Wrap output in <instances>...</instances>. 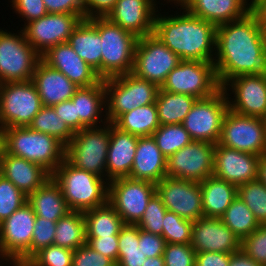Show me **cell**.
<instances>
[{"label": "cell", "instance_id": "obj_54", "mask_svg": "<svg viewBox=\"0 0 266 266\" xmlns=\"http://www.w3.org/2000/svg\"><path fill=\"white\" fill-rule=\"evenodd\" d=\"M117 0H83L85 19L107 17Z\"/></svg>", "mask_w": 266, "mask_h": 266}, {"label": "cell", "instance_id": "obj_36", "mask_svg": "<svg viewBox=\"0 0 266 266\" xmlns=\"http://www.w3.org/2000/svg\"><path fill=\"white\" fill-rule=\"evenodd\" d=\"M86 243L85 218L83 212L70 211L56 222L54 245L71 250Z\"/></svg>", "mask_w": 266, "mask_h": 266}, {"label": "cell", "instance_id": "obj_5", "mask_svg": "<svg viewBox=\"0 0 266 266\" xmlns=\"http://www.w3.org/2000/svg\"><path fill=\"white\" fill-rule=\"evenodd\" d=\"M97 31L101 36V79L132 72L138 38L107 17H97Z\"/></svg>", "mask_w": 266, "mask_h": 266}, {"label": "cell", "instance_id": "obj_21", "mask_svg": "<svg viewBox=\"0 0 266 266\" xmlns=\"http://www.w3.org/2000/svg\"><path fill=\"white\" fill-rule=\"evenodd\" d=\"M158 4L157 0H117L107 18L141 38L153 34Z\"/></svg>", "mask_w": 266, "mask_h": 266}, {"label": "cell", "instance_id": "obj_32", "mask_svg": "<svg viewBox=\"0 0 266 266\" xmlns=\"http://www.w3.org/2000/svg\"><path fill=\"white\" fill-rule=\"evenodd\" d=\"M204 217L220 218L237 197L238 187L214 175L199 182Z\"/></svg>", "mask_w": 266, "mask_h": 266}, {"label": "cell", "instance_id": "obj_1", "mask_svg": "<svg viewBox=\"0 0 266 266\" xmlns=\"http://www.w3.org/2000/svg\"><path fill=\"white\" fill-rule=\"evenodd\" d=\"M213 63L221 87L236 76L266 74L265 37L251 12L216 27Z\"/></svg>", "mask_w": 266, "mask_h": 266}, {"label": "cell", "instance_id": "obj_20", "mask_svg": "<svg viewBox=\"0 0 266 266\" xmlns=\"http://www.w3.org/2000/svg\"><path fill=\"white\" fill-rule=\"evenodd\" d=\"M191 245L196 253L233 254L240 250L241 241L221 218L201 217L193 222Z\"/></svg>", "mask_w": 266, "mask_h": 266}, {"label": "cell", "instance_id": "obj_10", "mask_svg": "<svg viewBox=\"0 0 266 266\" xmlns=\"http://www.w3.org/2000/svg\"><path fill=\"white\" fill-rule=\"evenodd\" d=\"M160 89L204 99L219 91L221 86L213 62L181 60L167 75Z\"/></svg>", "mask_w": 266, "mask_h": 266}, {"label": "cell", "instance_id": "obj_53", "mask_svg": "<svg viewBox=\"0 0 266 266\" xmlns=\"http://www.w3.org/2000/svg\"><path fill=\"white\" fill-rule=\"evenodd\" d=\"M53 108L58 117L62 118L74 133L87 128L76 116L75 104L71 99L58 103Z\"/></svg>", "mask_w": 266, "mask_h": 266}, {"label": "cell", "instance_id": "obj_37", "mask_svg": "<svg viewBox=\"0 0 266 266\" xmlns=\"http://www.w3.org/2000/svg\"><path fill=\"white\" fill-rule=\"evenodd\" d=\"M220 218L240 241L260 226L254 213L238 195Z\"/></svg>", "mask_w": 266, "mask_h": 266}, {"label": "cell", "instance_id": "obj_22", "mask_svg": "<svg viewBox=\"0 0 266 266\" xmlns=\"http://www.w3.org/2000/svg\"><path fill=\"white\" fill-rule=\"evenodd\" d=\"M259 158L255 154L216 144L213 175L238 187L256 179Z\"/></svg>", "mask_w": 266, "mask_h": 266}, {"label": "cell", "instance_id": "obj_34", "mask_svg": "<svg viewBox=\"0 0 266 266\" xmlns=\"http://www.w3.org/2000/svg\"><path fill=\"white\" fill-rule=\"evenodd\" d=\"M196 100L194 96L171 93L159 88L155 104L160 125L181 124Z\"/></svg>", "mask_w": 266, "mask_h": 266}, {"label": "cell", "instance_id": "obj_23", "mask_svg": "<svg viewBox=\"0 0 266 266\" xmlns=\"http://www.w3.org/2000/svg\"><path fill=\"white\" fill-rule=\"evenodd\" d=\"M41 60L63 73L78 87H88L102 80L97 72L76 54L68 42L49 48L41 55Z\"/></svg>", "mask_w": 266, "mask_h": 266}, {"label": "cell", "instance_id": "obj_26", "mask_svg": "<svg viewBox=\"0 0 266 266\" xmlns=\"http://www.w3.org/2000/svg\"><path fill=\"white\" fill-rule=\"evenodd\" d=\"M250 6L251 0H189L184 8L217 27L243 18L250 12Z\"/></svg>", "mask_w": 266, "mask_h": 266}, {"label": "cell", "instance_id": "obj_16", "mask_svg": "<svg viewBox=\"0 0 266 266\" xmlns=\"http://www.w3.org/2000/svg\"><path fill=\"white\" fill-rule=\"evenodd\" d=\"M221 88L227 96L229 109L241 115L266 119V74L236 76Z\"/></svg>", "mask_w": 266, "mask_h": 266}, {"label": "cell", "instance_id": "obj_60", "mask_svg": "<svg viewBox=\"0 0 266 266\" xmlns=\"http://www.w3.org/2000/svg\"><path fill=\"white\" fill-rule=\"evenodd\" d=\"M256 179L266 186V154L261 155L259 158Z\"/></svg>", "mask_w": 266, "mask_h": 266}, {"label": "cell", "instance_id": "obj_57", "mask_svg": "<svg viewBox=\"0 0 266 266\" xmlns=\"http://www.w3.org/2000/svg\"><path fill=\"white\" fill-rule=\"evenodd\" d=\"M146 259L141 248L119 249L116 266H143Z\"/></svg>", "mask_w": 266, "mask_h": 266}, {"label": "cell", "instance_id": "obj_6", "mask_svg": "<svg viewBox=\"0 0 266 266\" xmlns=\"http://www.w3.org/2000/svg\"><path fill=\"white\" fill-rule=\"evenodd\" d=\"M106 117L114 123L122 114L156 102L159 87L130 72L104 79Z\"/></svg>", "mask_w": 266, "mask_h": 266}, {"label": "cell", "instance_id": "obj_35", "mask_svg": "<svg viewBox=\"0 0 266 266\" xmlns=\"http://www.w3.org/2000/svg\"><path fill=\"white\" fill-rule=\"evenodd\" d=\"M120 130L138 137L152 136L160 126L155 103L122 114L114 123Z\"/></svg>", "mask_w": 266, "mask_h": 266}, {"label": "cell", "instance_id": "obj_56", "mask_svg": "<svg viewBox=\"0 0 266 266\" xmlns=\"http://www.w3.org/2000/svg\"><path fill=\"white\" fill-rule=\"evenodd\" d=\"M230 254L222 252L196 253L195 266H228Z\"/></svg>", "mask_w": 266, "mask_h": 266}, {"label": "cell", "instance_id": "obj_66", "mask_svg": "<svg viewBox=\"0 0 266 266\" xmlns=\"http://www.w3.org/2000/svg\"><path fill=\"white\" fill-rule=\"evenodd\" d=\"M4 263H2V261L0 260V266H6V265H3Z\"/></svg>", "mask_w": 266, "mask_h": 266}, {"label": "cell", "instance_id": "obj_45", "mask_svg": "<svg viewBox=\"0 0 266 266\" xmlns=\"http://www.w3.org/2000/svg\"><path fill=\"white\" fill-rule=\"evenodd\" d=\"M240 250L261 266H266V224L241 240Z\"/></svg>", "mask_w": 266, "mask_h": 266}, {"label": "cell", "instance_id": "obj_62", "mask_svg": "<svg viewBox=\"0 0 266 266\" xmlns=\"http://www.w3.org/2000/svg\"><path fill=\"white\" fill-rule=\"evenodd\" d=\"M143 266H165L163 256L147 258Z\"/></svg>", "mask_w": 266, "mask_h": 266}, {"label": "cell", "instance_id": "obj_13", "mask_svg": "<svg viewBox=\"0 0 266 266\" xmlns=\"http://www.w3.org/2000/svg\"><path fill=\"white\" fill-rule=\"evenodd\" d=\"M217 145L261 156L266 154V121L260 117L226 112Z\"/></svg>", "mask_w": 266, "mask_h": 266}, {"label": "cell", "instance_id": "obj_43", "mask_svg": "<svg viewBox=\"0 0 266 266\" xmlns=\"http://www.w3.org/2000/svg\"><path fill=\"white\" fill-rule=\"evenodd\" d=\"M74 251L50 245L37 252L24 266H72Z\"/></svg>", "mask_w": 266, "mask_h": 266}, {"label": "cell", "instance_id": "obj_17", "mask_svg": "<svg viewBox=\"0 0 266 266\" xmlns=\"http://www.w3.org/2000/svg\"><path fill=\"white\" fill-rule=\"evenodd\" d=\"M83 20L70 13H47L20 27L26 41L40 54L58 44L67 43L75 27Z\"/></svg>", "mask_w": 266, "mask_h": 266}, {"label": "cell", "instance_id": "obj_61", "mask_svg": "<svg viewBox=\"0 0 266 266\" xmlns=\"http://www.w3.org/2000/svg\"><path fill=\"white\" fill-rule=\"evenodd\" d=\"M6 152V129L0 125V159L3 158Z\"/></svg>", "mask_w": 266, "mask_h": 266}, {"label": "cell", "instance_id": "obj_49", "mask_svg": "<svg viewBox=\"0 0 266 266\" xmlns=\"http://www.w3.org/2000/svg\"><path fill=\"white\" fill-rule=\"evenodd\" d=\"M72 266H116V263L85 243L74 250Z\"/></svg>", "mask_w": 266, "mask_h": 266}, {"label": "cell", "instance_id": "obj_40", "mask_svg": "<svg viewBox=\"0 0 266 266\" xmlns=\"http://www.w3.org/2000/svg\"><path fill=\"white\" fill-rule=\"evenodd\" d=\"M259 224H266V186L255 179L238 186V194Z\"/></svg>", "mask_w": 266, "mask_h": 266}, {"label": "cell", "instance_id": "obj_39", "mask_svg": "<svg viewBox=\"0 0 266 266\" xmlns=\"http://www.w3.org/2000/svg\"><path fill=\"white\" fill-rule=\"evenodd\" d=\"M152 137L166 158L193 141L182 124L160 125Z\"/></svg>", "mask_w": 266, "mask_h": 266}, {"label": "cell", "instance_id": "obj_14", "mask_svg": "<svg viewBox=\"0 0 266 266\" xmlns=\"http://www.w3.org/2000/svg\"><path fill=\"white\" fill-rule=\"evenodd\" d=\"M181 59L154 34L138 38L132 73L159 88Z\"/></svg>", "mask_w": 266, "mask_h": 266}, {"label": "cell", "instance_id": "obj_3", "mask_svg": "<svg viewBox=\"0 0 266 266\" xmlns=\"http://www.w3.org/2000/svg\"><path fill=\"white\" fill-rule=\"evenodd\" d=\"M68 208L85 212L108 202L109 181L71 165L66 159L51 174Z\"/></svg>", "mask_w": 266, "mask_h": 266}, {"label": "cell", "instance_id": "obj_18", "mask_svg": "<svg viewBox=\"0 0 266 266\" xmlns=\"http://www.w3.org/2000/svg\"><path fill=\"white\" fill-rule=\"evenodd\" d=\"M156 194L167 211L181 218L194 222L204 217L199 182L166 176L156 183Z\"/></svg>", "mask_w": 266, "mask_h": 266}, {"label": "cell", "instance_id": "obj_25", "mask_svg": "<svg viewBox=\"0 0 266 266\" xmlns=\"http://www.w3.org/2000/svg\"><path fill=\"white\" fill-rule=\"evenodd\" d=\"M31 81L38 91L42 105L48 107L70 100L79 88L63 73L49 67L42 60L37 63Z\"/></svg>", "mask_w": 266, "mask_h": 266}, {"label": "cell", "instance_id": "obj_38", "mask_svg": "<svg viewBox=\"0 0 266 266\" xmlns=\"http://www.w3.org/2000/svg\"><path fill=\"white\" fill-rule=\"evenodd\" d=\"M30 129L55 137L65 146L72 140L74 132L59 118L53 107L43 106L28 125Z\"/></svg>", "mask_w": 266, "mask_h": 266}, {"label": "cell", "instance_id": "obj_63", "mask_svg": "<svg viewBox=\"0 0 266 266\" xmlns=\"http://www.w3.org/2000/svg\"><path fill=\"white\" fill-rule=\"evenodd\" d=\"M161 1L163 2V0H158L159 5H161V7H162V5H163V7H164V5L166 6V3L167 4L170 3L171 8L174 5L175 6L173 8H175V7H184L189 0H164L165 4H163ZM172 4H174V5H172Z\"/></svg>", "mask_w": 266, "mask_h": 266}, {"label": "cell", "instance_id": "obj_8", "mask_svg": "<svg viewBox=\"0 0 266 266\" xmlns=\"http://www.w3.org/2000/svg\"><path fill=\"white\" fill-rule=\"evenodd\" d=\"M110 123L84 128L74 133L66 145L65 159L74 167L106 179Z\"/></svg>", "mask_w": 266, "mask_h": 266}, {"label": "cell", "instance_id": "obj_27", "mask_svg": "<svg viewBox=\"0 0 266 266\" xmlns=\"http://www.w3.org/2000/svg\"><path fill=\"white\" fill-rule=\"evenodd\" d=\"M166 172L167 158L157 147L155 139L152 136L139 137L129 177L156 184L166 177Z\"/></svg>", "mask_w": 266, "mask_h": 266}, {"label": "cell", "instance_id": "obj_4", "mask_svg": "<svg viewBox=\"0 0 266 266\" xmlns=\"http://www.w3.org/2000/svg\"><path fill=\"white\" fill-rule=\"evenodd\" d=\"M6 129V152L41 165L52 174L65 160L66 146L55 137L28 126Z\"/></svg>", "mask_w": 266, "mask_h": 266}, {"label": "cell", "instance_id": "obj_47", "mask_svg": "<svg viewBox=\"0 0 266 266\" xmlns=\"http://www.w3.org/2000/svg\"><path fill=\"white\" fill-rule=\"evenodd\" d=\"M163 258L165 266H195L196 251L191 244L167 243Z\"/></svg>", "mask_w": 266, "mask_h": 266}, {"label": "cell", "instance_id": "obj_11", "mask_svg": "<svg viewBox=\"0 0 266 266\" xmlns=\"http://www.w3.org/2000/svg\"><path fill=\"white\" fill-rule=\"evenodd\" d=\"M43 107L31 80L0 83V125L28 126Z\"/></svg>", "mask_w": 266, "mask_h": 266}, {"label": "cell", "instance_id": "obj_41", "mask_svg": "<svg viewBox=\"0 0 266 266\" xmlns=\"http://www.w3.org/2000/svg\"><path fill=\"white\" fill-rule=\"evenodd\" d=\"M162 237L166 243L191 244L193 221L181 218L177 214L166 211Z\"/></svg>", "mask_w": 266, "mask_h": 266}, {"label": "cell", "instance_id": "obj_64", "mask_svg": "<svg viewBox=\"0 0 266 266\" xmlns=\"http://www.w3.org/2000/svg\"><path fill=\"white\" fill-rule=\"evenodd\" d=\"M2 176V159H0V177Z\"/></svg>", "mask_w": 266, "mask_h": 266}, {"label": "cell", "instance_id": "obj_12", "mask_svg": "<svg viewBox=\"0 0 266 266\" xmlns=\"http://www.w3.org/2000/svg\"><path fill=\"white\" fill-rule=\"evenodd\" d=\"M228 109L227 96L221 88L210 97L197 99L181 124L193 141L217 144Z\"/></svg>", "mask_w": 266, "mask_h": 266}, {"label": "cell", "instance_id": "obj_44", "mask_svg": "<svg viewBox=\"0 0 266 266\" xmlns=\"http://www.w3.org/2000/svg\"><path fill=\"white\" fill-rule=\"evenodd\" d=\"M166 211L161 198L155 193L148 201L144 214L136 225L144 231L162 235Z\"/></svg>", "mask_w": 266, "mask_h": 266}, {"label": "cell", "instance_id": "obj_19", "mask_svg": "<svg viewBox=\"0 0 266 266\" xmlns=\"http://www.w3.org/2000/svg\"><path fill=\"white\" fill-rule=\"evenodd\" d=\"M216 144L192 141L167 158L166 176L196 182L213 176Z\"/></svg>", "mask_w": 266, "mask_h": 266}, {"label": "cell", "instance_id": "obj_42", "mask_svg": "<svg viewBox=\"0 0 266 266\" xmlns=\"http://www.w3.org/2000/svg\"><path fill=\"white\" fill-rule=\"evenodd\" d=\"M27 200L28 196L20 191L10 180L3 176L0 177V223L27 203Z\"/></svg>", "mask_w": 266, "mask_h": 266}, {"label": "cell", "instance_id": "obj_58", "mask_svg": "<svg viewBox=\"0 0 266 266\" xmlns=\"http://www.w3.org/2000/svg\"><path fill=\"white\" fill-rule=\"evenodd\" d=\"M250 12L256 17L263 33L266 32V0H251Z\"/></svg>", "mask_w": 266, "mask_h": 266}, {"label": "cell", "instance_id": "obj_55", "mask_svg": "<svg viewBox=\"0 0 266 266\" xmlns=\"http://www.w3.org/2000/svg\"><path fill=\"white\" fill-rule=\"evenodd\" d=\"M119 249L139 248V227L136 224H124L118 235Z\"/></svg>", "mask_w": 266, "mask_h": 266}, {"label": "cell", "instance_id": "obj_33", "mask_svg": "<svg viewBox=\"0 0 266 266\" xmlns=\"http://www.w3.org/2000/svg\"><path fill=\"white\" fill-rule=\"evenodd\" d=\"M85 218L86 238H99L119 235L124 225L120 215L109 203L83 212Z\"/></svg>", "mask_w": 266, "mask_h": 266}, {"label": "cell", "instance_id": "obj_15", "mask_svg": "<svg viewBox=\"0 0 266 266\" xmlns=\"http://www.w3.org/2000/svg\"><path fill=\"white\" fill-rule=\"evenodd\" d=\"M156 193V184L130 177L117 178L109 182L108 202L120 215L124 224H137Z\"/></svg>", "mask_w": 266, "mask_h": 266}, {"label": "cell", "instance_id": "obj_59", "mask_svg": "<svg viewBox=\"0 0 266 266\" xmlns=\"http://www.w3.org/2000/svg\"><path fill=\"white\" fill-rule=\"evenodd\" d=\"M228 266H261L251 257L246 255L242 250L230 254V262Z\"/></svg>", "mask_w": 266, "mask_h": 266}, {"label": "cell", "instance_id": "obj_50", "mask_svg": "<svg viewBox=\"0 0 266 266\" xmlns=\"http://www.w3.org/2000/svg\"><path fill=\"white\" fill-rule=\"evenodd\" d=\"M166 244L161 235H156L139 228V248H141L146 258L163 256Z\"/></svg>", "mask_w": 266, "mask_h": 266}, {"label": "cell", "instance_id": "obj_51", "mask_svg": "<svg viewBox=\"0 0 266 266\" xmlns=\"http://www.w3.org/2000/svg\"><path fill=\"white\" fill-rule=\"evenodd\" d=\"M86 243L96 252L107 256L115 263L118 261L119 242L118 235L99 238H86Z\"/></svg>", "mask_w": 266, "mask_h": 266}, {"label": "cell", "instance_id": "obj_7", "mask_svg": "<svg viewBox=\"0 0 266 266\" xmlns=\"http://www.w3.org/2000/svg\"><path fill=\"white\" fill-rule=\"evenodd\" d=\"M35 219V212L27 202L0 223V260L6 266L7 263L24 266L31 259Z\"/></svg>", "mask_w": 266, "mask_h": 266}, {"label": "cell", "instance_id": "obj_24", "mask_svg": "<svg viewBox=\"0 0 266 266\" xmlns=\"http://www.w3.org/2000/svg\"><path fill=\"white\" fill-rule=\"evenodd\" d=\"M138 138L110 123V142L106 160V179L109 182L130 176Z\"/></svg>", "mask_w": 266, "mask_h": 266}, {"label": "cell", "instance_id": "obj_28", "mask_svg": "<svg viewBox=\"0 0 266 266\" xmlns=\"http://www.w3.org/2000/svg\"><path fill=\"white\" fill-rule=\"evenodd\" d=\"M2 176L29 196L41 187L51 174L41 165L5 152L2 158Z\"/></svg>", "mask_w": 266, "mask_h": 266}, {"label": "cell", "instance_id": "obj_29", "mask_svg": "<svg viewBox=\"0 0 266 266\" xmlns=\"http://www.w3.org/2000/svg\"><path fill=\"white\" fill-rule=\"evenodd\" d=\"M71 100L75 104L76 116L87 128L100 127L108 123L103 80L88 87H79Z\"/></svg>", "mask_w": 266, "mask_h": 266}, {"label": "cell", "instance_id": "obj_46", "mask_svg": "<svg viewBox=\"0 0 266 266\" xmlns=\"http://www.w3.org/2000/svg\"><path fill=\"white\" fill-rule=\"evenodd\" d=\"M56 221L36 216L31 243V258L41 249L54 245Z\"/></svg>", "mask_w": 266, "mask_h": 266}, {"label": "cell", "instance_id": "obj_2", "mask_svg": "<svg viewBox=\"0 0 266 266\" xmlns=\"http://www.w3.org/2000/svg\"><path fill=\"white\" fill-rule=\"evenodd\" d=\"M159 9L154 20L155 36L181 60L214 62L215 25L191 15L184 7H176L180 12L172 10L170 15L160 12L161 6Z\"/></svg>", "mask_w": 266, "mask_h": 266}, {"label": "cell", "instance_id": "obj_9", "mask_svg": "<svg viewBox=\"0 0 266 266\" xmlns=\"http://www.w3.org/2000/svg\"><path fill=\"white\" fill-rule=\"evenodd\" d=\"M0 29V83L32 80L41 55L26 41L20 28L16 33Z\"/></svg>", "mask_w": 266, "mask_h": 266}, {"label": "cell", "instance_id": "obj_30", "mask_svg": "<svg viewBox=\"0 0 266 266\" xmlns=\"http://www.w3.org/2000/svg\"><path fill=\"white\" fill-rule=\"evenodd\" d=\"M68 43L101 78V36L97 31V17L83 19L69 36Z\"/></svg>", "mask_w": 266, "mask_h": 266}, {"label": "cell", "instance_id": "obj_31", "mask_svg": "<svg viewBox=\"0 0 266 266\" xmlns=\"http://www.w3.org/2000/svg\"><path fill=\"white\" fill-rule=\"evenodd\" d=\"M27 202L32 206L36 216L46 220L57 222L71 211L66 204L60 186L52 177L31 193Z\"/></svg>", "mask_w": 266, "mask_h": 266}, {"label": "cell", "instance_id": "obj_52", "mask_svg": "<svg viewBox=\"0 0 266 266\" xmlns=\"http://www.w3.org/2000/svg\"><path fill=\"white\" fill-rule=\"evenodd\" d=\"M48 13H70L85 19L83 0H43Z\"/></svg>", "mask_w": 266, "mask_h": 266}, {"label": "cell", "instance_id": "obj_48", "mask_svg": "<svg viewBox=\"0 0 266 266\" xmlns=\"http://www.w3.org/2000/svg\"><path fill=\"white\" fill-rule=\"evenodd\" d=\"M10 6L12 7L13 13L17 16V18L21 17L24 25L29 23L32 20L39 19L45 16L48 12L45 8L43 0H11Z\"/></svg>", "mask_w": 266, "mask_h": 266}, {"label": "cell", "instance_id": "obj_65", "mask_svg": "<svg viewBox=\"0 0 266 266\" xmlns=\"http://www.w3.org/2000/svg\"><path fill=\"white\" fill-rule=\"evenodd\" d=\"M264 37H265V46H266V32H264Z\"/></svg>", "mask_w": 266, "mask_h": 266}]
</instances>
